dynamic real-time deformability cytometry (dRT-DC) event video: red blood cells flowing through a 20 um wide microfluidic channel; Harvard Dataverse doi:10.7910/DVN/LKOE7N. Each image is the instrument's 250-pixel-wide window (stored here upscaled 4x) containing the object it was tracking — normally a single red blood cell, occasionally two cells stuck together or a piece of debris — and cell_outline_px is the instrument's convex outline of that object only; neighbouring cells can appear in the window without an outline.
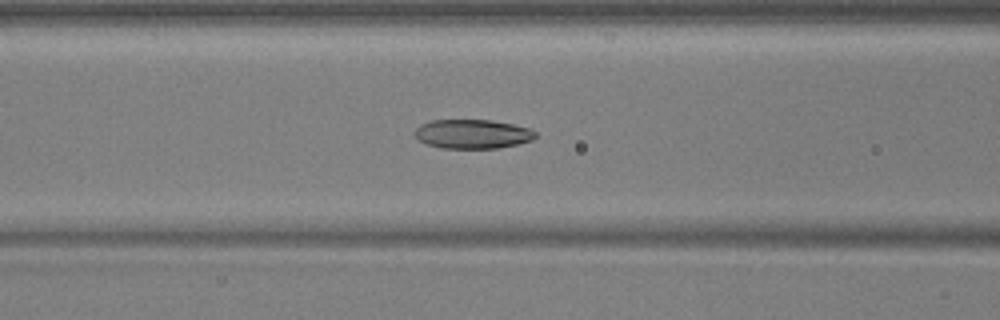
{"species": "common noctule bat (a hibernating species)", "species_latin": "Nyctalus noctula", "temperature_condition": "warm", "stored_images_in_passage": 55, "camera_frame_rate_fps": 3000, "um_per_image_px": 0.085, "animal": {"sex": "male", "body_mass_g": 17.9, "forearm_length_mm": 54.2}, "frame": {"image": 1, "passage_image": 23, "time_ms": 7.333, "image_size_px": [1000, 320], "cell_outline_px": [[536, 136], [532, 140], [500, 148], [440, 148], [424, 144], [416, 140], [412, 132], [420, 124], [432, 120], [492, 120], [512, 124], [528, 128], [536, 132]], "centroid_in_image_um": [40.08, 11.39], "position_along_channel_um": 126.5, "area_um2": 20.75}}
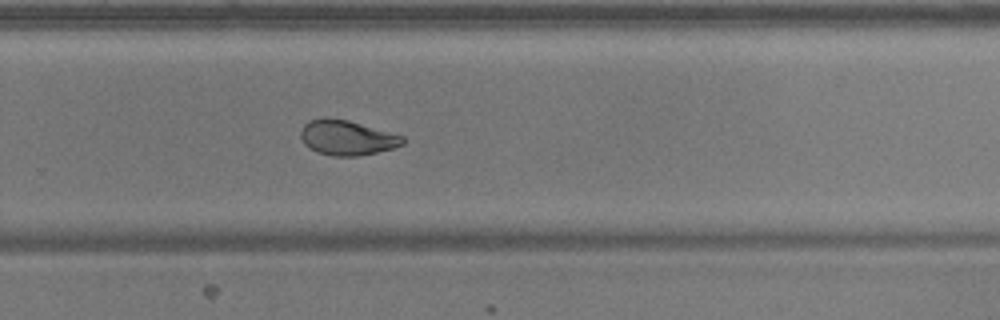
{"frame": {"image": 2, "passage_image": 37, "time_ms": 12.0, "image_size_px": [1000, 320], "cell_outline_px": [[404, 144], [392, 148], [376, 152], [356, 156], [332, 156], [316, 152], [304, 144], [300, 136], [300, 132], [304, 124], [308, 120], [324, 116], [348, 120], [404, 136]], "centroid_in_image_um": [29.45, 11.69], "position_along_channel_um": 300.4, "area_um2": 20.87}}
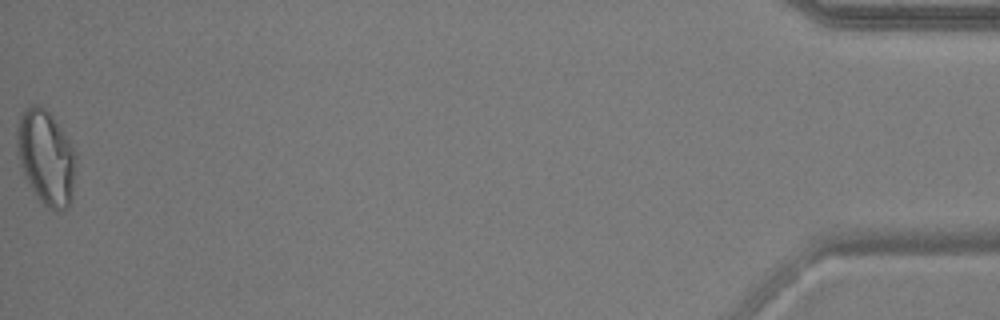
{"frame": {"image": 3, "passage_image": 55, "time_ms": 18.0, "image_size_px": [1000, 320], "cell_outline_px": [[76, 156], [72, 196], [68, 204], [60, 212], [56, 212], [48, 208], [36, 196], [24, 176], [16, 152], [16, 128], [20, 112], [24, 108], [32, 104], [40, 104], [52, 116], [76, 152]], "centroid_in_image_um": [3.87, 13.35], "position_along_channel_um": 431.3, "area_um2": 32.71}, "authors_computed_cell_mechanics": {"area_um2": 22.1374, "velocity_mm_per_s": 3.7309, "shape_relaxation_time_tau1_ms": null, "shape_relaxation_time_tau2_ms": 2.4749, "deformation_change_tau1": null, "deformation_change_tau2": 0.0748}}